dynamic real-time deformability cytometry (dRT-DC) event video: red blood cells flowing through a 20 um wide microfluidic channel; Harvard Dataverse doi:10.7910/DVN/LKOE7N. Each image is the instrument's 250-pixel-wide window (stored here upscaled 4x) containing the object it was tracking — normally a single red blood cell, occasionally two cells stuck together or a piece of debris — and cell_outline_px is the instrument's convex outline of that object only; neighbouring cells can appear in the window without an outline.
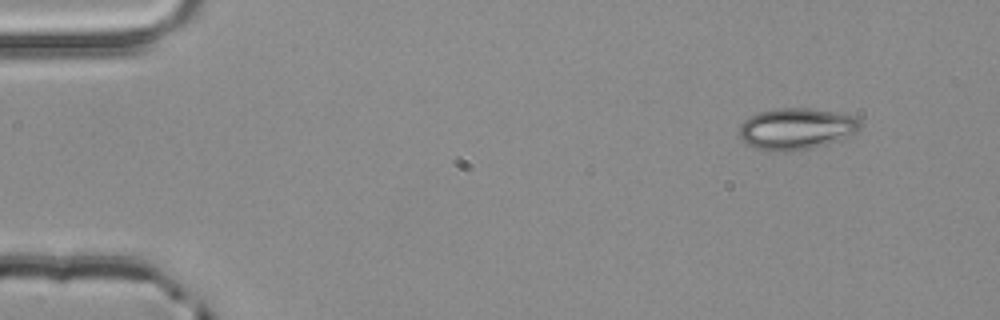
{"species": "common noctule bat (a hibernating species)", "species_latin": "Nyctalus noctula", "temperature_condition": "room temperature", "stored_images_in_passage": 3, "camera_frame_rate_fps": 3000, "um_per_image_px": 0.085, "animal": {"sex": "male", "body_mass_g": 20.4}, "frame": {"image": 1, "passage_image": 1, "time_ms": 0.0, "image_size_px": [1000, 320], "cell_outline_px": [[860, 128], [856, 132], [828, 144], [812, 148], [776, 152], [756, 148], [748, 144], [740, 136], [740, 124], [744, 120], [760, 112], [776, 108], [812, 108], [836, 112], [856, 116], [860, 120]], "centroid_in_image_um": [67.71, 10.93], "position_along_channel_um": 17.3, "area_um2": 29.07}}